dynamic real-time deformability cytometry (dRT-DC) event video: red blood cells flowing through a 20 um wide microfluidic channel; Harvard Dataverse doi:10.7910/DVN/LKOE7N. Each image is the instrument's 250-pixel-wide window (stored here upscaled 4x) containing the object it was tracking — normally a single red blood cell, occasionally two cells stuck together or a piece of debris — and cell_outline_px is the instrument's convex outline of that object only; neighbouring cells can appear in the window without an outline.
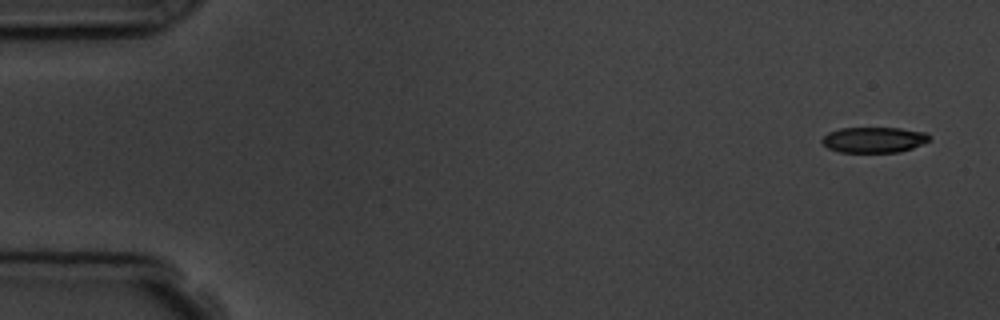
{"species": "common noctule bat (a hibernating species)", "species_latin": "Nyctalus noctula", "temperature_condition": "room temperature", "stored_images_in_passage": 4, "camera_frame_rate_fps": 3000, "um_per_image_px": 0.085, "animal": {"sex": "male", "body_mass_g": 19.5, "forearm_length_mm": 54.6}, "frame": {"image": 1, "passage_image": 1, "time_ms": 0.0, "image_size_px": [1000, 320], "cell_outline_px": [[932, 140], [912, 148], [900, 152], [840, 152], [828, 148], [820, 140], [828, 132], [840, 128], [900, 128], [928, 132], [932, 136]], "centroid_in_image_um": [74.34, 11.87], "position_along_channel_um": 10.7, "area_um2": 16.24}}